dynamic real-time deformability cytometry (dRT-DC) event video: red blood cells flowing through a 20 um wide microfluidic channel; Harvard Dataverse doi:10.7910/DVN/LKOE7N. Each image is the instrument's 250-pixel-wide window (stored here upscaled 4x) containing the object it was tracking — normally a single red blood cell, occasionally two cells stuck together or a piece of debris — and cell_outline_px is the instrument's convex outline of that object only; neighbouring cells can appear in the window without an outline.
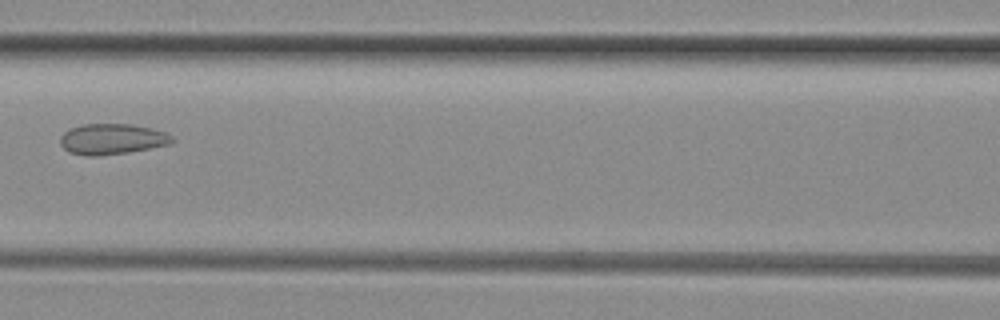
{"species": "common noctule bat (a hibernating species)", "species_latin": "Nyctalus noctula", "temperature_condition": "room temperature", "stored_images_in_passage": 3, "camera_frame_rate_fps": 3000, "um_per_image_px": 0.085, "animal": {"sex": "female", "body_mass_g": 29.2, "forearm_length_mm": 56.3}, "frame": {"image": 1, "passage_image": 3, "time_ms": 0.667, "image_size_px": [1000, 320], "cell_outline_px": [[176, 140], [168, 144], [128, 152], [100, 156], [88, 156], [68, 152], [60, 144], [60, 136], [64, 132], [72, 128], [84, 124], [132, 124], [152, 128], [164, 132], [172, 136]], "centroid_in_image_um": [9.5, 11.82], "position_along_channel_um": 157.1, "area_um2": 19.94}}